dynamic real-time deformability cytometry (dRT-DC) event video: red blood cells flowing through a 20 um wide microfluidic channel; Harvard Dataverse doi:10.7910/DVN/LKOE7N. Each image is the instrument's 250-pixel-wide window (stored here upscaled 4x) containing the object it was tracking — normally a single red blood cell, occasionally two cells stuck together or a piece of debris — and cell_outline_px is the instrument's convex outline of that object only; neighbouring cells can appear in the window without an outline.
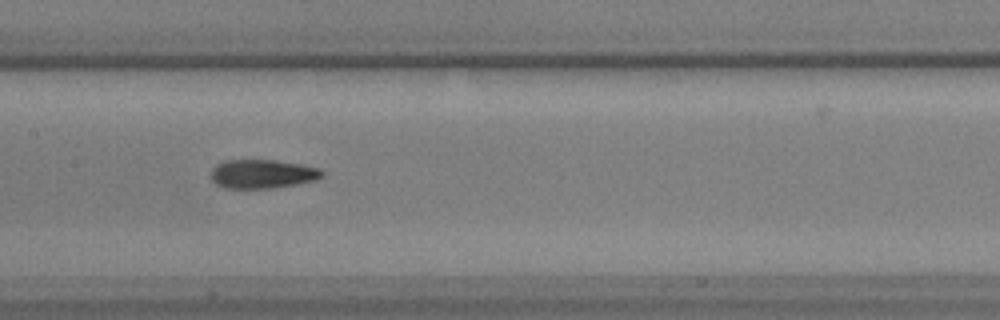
{"species": "common noctule bat (a hibernating species)", "species_latin": "Nyctalus noctula", "temperature_condition": "warm", "stored_images_in_passage": 34, "camera_frame_rate_fps": 3000, "um_per_image_px": 0.085, "animal": {"sex": "male", "body_mass_g": 17.9, "forearm_length_mm": 54.2}, "frame": {"image": 1, "passage_image": 12, "time_ms": 3.667, "image_size_px": [1000, 320], "cell_outline_px": [[324, 176], [316, 180], [296, 184], [268, 188], [224, 188], [216, 184], [208, 176], [212, 168], [216, 164], [224, 160], [276, 160], [304, 164], [320, 168], [324, 172]], "centroid_in_image_um": [22.29, 14.77], "position_along_channel_um": 185.1, "area_um2": 19.02}}
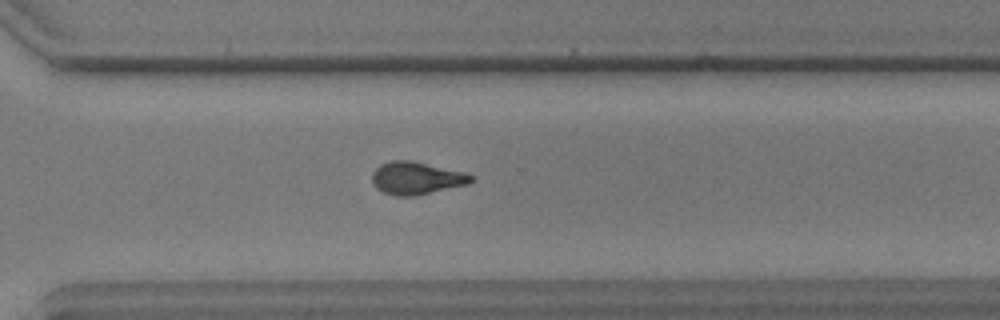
{"frame": {"image": 2, "passage_image": 25, "time_ms": 8.0, "image_size_px": [1000, 320], "cell_outline_px": [[472, 180], [468, 184], [416, 196], [396, 196], [384, 192], [376, 188], [372, 184], [372, 172], [380, 164], [392, 160], [412, 160], [468, 172], [472, 176]], "centroid_in_image_um": [35.39, 15.13], "position_along_channel_um": 335.2, "area_um2": 19.07}}
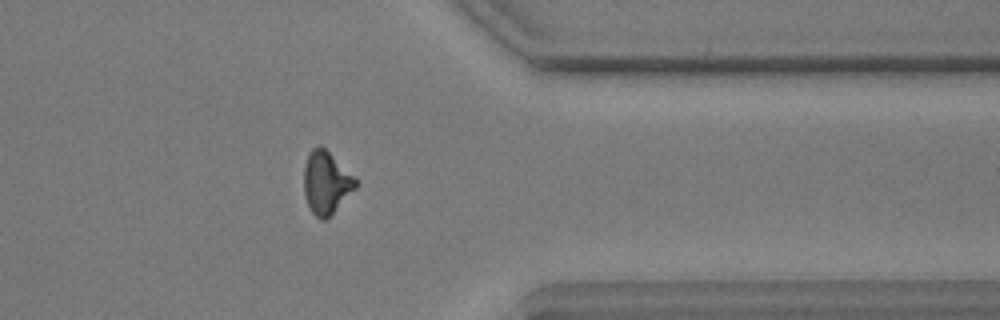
{"frame": {"image": 3, "passage_image": 30, "time_ms": 9.667, "image_size_px": [1000, 320], "cell_outline_px": [[356, 188], [328, 220], [320, 220], [312, 212], [308, 204], [304, 192], [304, 164], [312, 148], [320, 144], [356, 176]], "centroid_in_image_um": [27.75, 15.54], "position_along_channel_um": 383.7, "area_um2": 19.13}}